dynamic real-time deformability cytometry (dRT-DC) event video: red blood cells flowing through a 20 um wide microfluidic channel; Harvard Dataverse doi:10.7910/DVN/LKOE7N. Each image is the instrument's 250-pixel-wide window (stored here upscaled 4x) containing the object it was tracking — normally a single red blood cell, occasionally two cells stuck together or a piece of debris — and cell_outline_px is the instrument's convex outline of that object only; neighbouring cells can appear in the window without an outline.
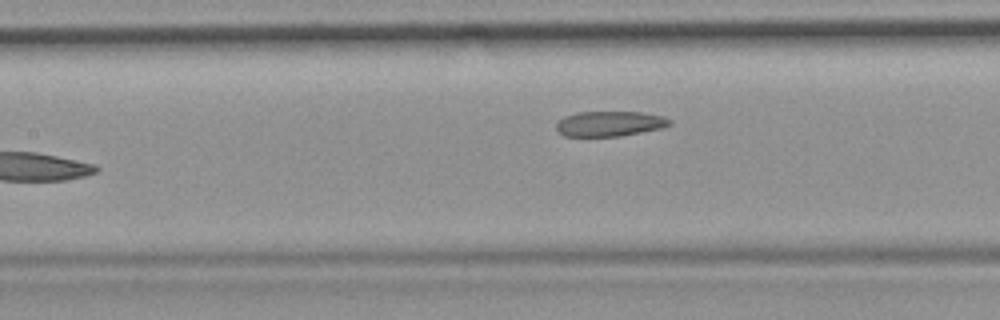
{"species": "common noctule bat (a hibernating species)", "species_latin": "Nyctalus noctula", "temperature_condition": "room temperature", "stored_images_in_passage": 34, "camera_frame_rate_fps": 3000, "um_per_image_px": 0.085, "animal": {"sex": "female", "body_mass_g": 19.9}, "frame": {"image": 1, "passage_image": 10, "time_ms": 3.0, "image_size_px": [1000, 320], "cell_outline_px": [[672, 124], [660, 128], [620, 136], [564, 136], [556, 128], [556, 124], [564, 116], [576, 112], [640, 112], [664, 116], [672, 120]], "centroid_in_image_um": [51.83, 10.51], "position_along_channel_um": 155.6, "area_um2": 16.53}}